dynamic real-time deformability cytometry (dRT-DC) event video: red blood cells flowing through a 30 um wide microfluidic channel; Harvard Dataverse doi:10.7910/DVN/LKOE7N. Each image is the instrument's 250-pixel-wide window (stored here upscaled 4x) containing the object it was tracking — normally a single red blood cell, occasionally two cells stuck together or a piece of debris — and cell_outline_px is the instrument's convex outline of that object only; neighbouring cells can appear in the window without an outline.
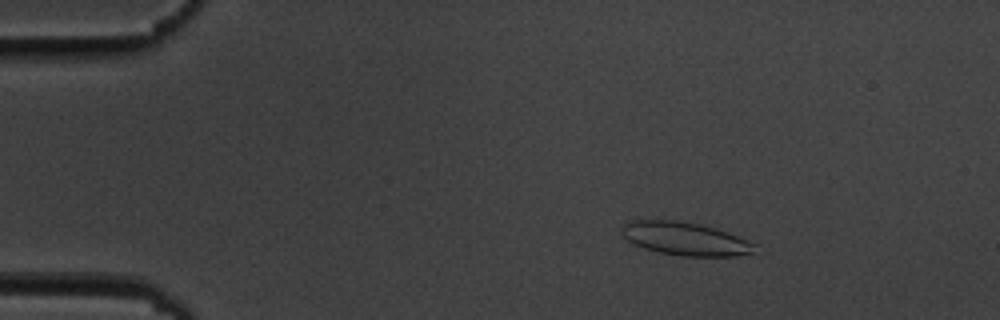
{"species": "common noctule bat (a hibernating species)", "species_latin": "Nyctalus noctula", "temperature_condition": "cold", "stored_images_in_passage": 53, "camera_frame_rate_fps": 3000, "um_per_image_px": 0.085, "animal": {"sex": "male", "body_mass_g": 19.5, "forearm_length_mm": 54.6}, "frame": {"image": 1, "passage_image": 6, "time_ms": 1.667, "image_size_px": [1000, 320], "cell_outline_px": [[756, 244], [752, 252], [736, 256], [680, 256], [656, 252], [632, 244], [620, 232], [620, 228], [624, 220], [676, 220], [700, 224], [736, 236]], "centroid_in_image_um": [58.12, 20.29], "position_along_channel_um": 26.9, "area_um2": 25.66}}
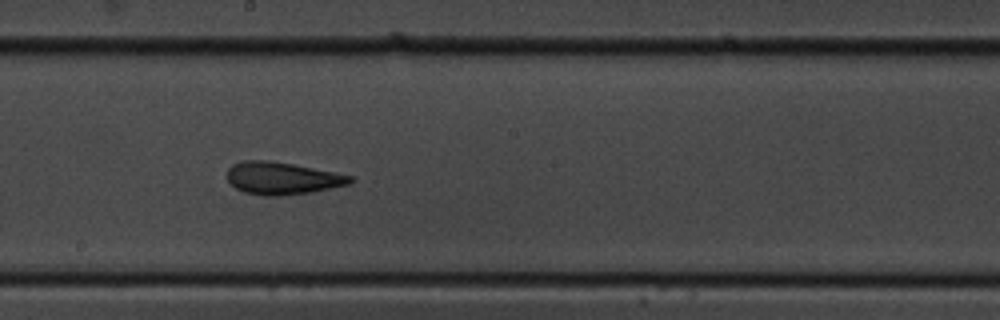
{"frame": {"image": 2, "passage_image": 28, "time_ms": 9.0, "image_size_px": [1000, 320], "cell_outline_px": [[356, 180], [348, 184], [312, 192], [280, 196], [264, 196], [244, 192], [236, 188], [228, 180], [228, 168], [232, 164], [240, 160], [268, 160], [292, 164], [336, 172], [352, 176]], "centroid_in_image_um": [23.99, 15.15], "position_along_channel_um": 224.2, "area_um2": 23.29}}
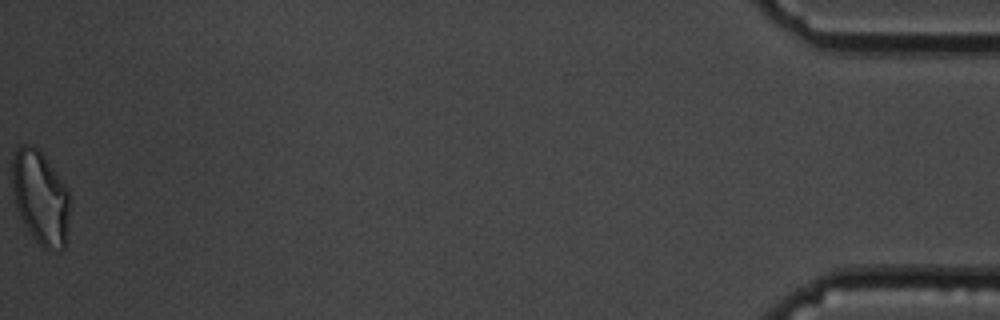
{"frame": {"image": 3, "passage_image": 53, "time_ms": 17.333, "image_size_px": [1000, 320], "cell_outline_px": [[68, 228], [64, 248], [60, 252], [48, 252], [32, 236], [24, 224], [20, 216], [16, 204], [12, 188], [12, 160], [16, 148], [20, 144], [32, 144], [44, 156], [68, 188]], "centroid_in_image_um": [3.43, 16.81], "position_along_channel_um": 431.8, "area_um2": 31.56}, "authors_computed_cell_mechanics": {"area_um2": 24.2182, "velocity_mm_per_s": 3.6084, "shape_relaxation_time_tau1_ms": null, "shape_relaxation_time_tau2_ms": 3.1474, "deformation_change_tau1": null, "deformation_change_tau2": 0.1093}}